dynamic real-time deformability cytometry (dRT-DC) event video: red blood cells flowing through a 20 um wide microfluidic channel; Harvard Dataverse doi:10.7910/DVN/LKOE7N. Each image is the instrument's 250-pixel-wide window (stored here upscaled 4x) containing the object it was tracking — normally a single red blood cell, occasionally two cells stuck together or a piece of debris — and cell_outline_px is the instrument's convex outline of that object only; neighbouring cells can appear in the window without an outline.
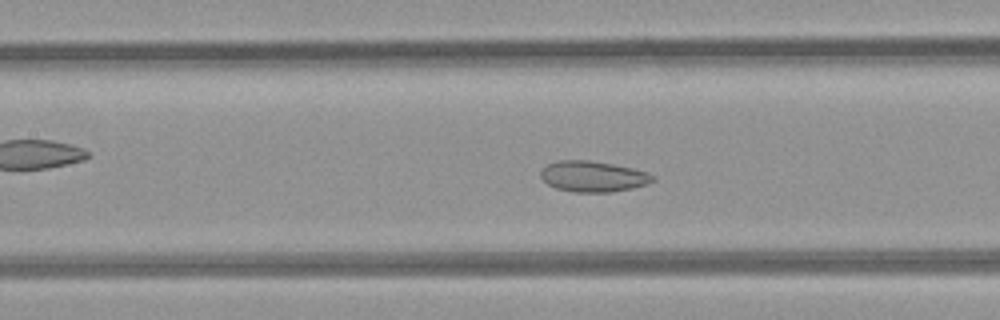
{"species": "common noctule bat (a hibernating species)", "species_latin": "Nyctalus noctula", "temperature_condition": "room temperature", "stored_images_in_passage": 39, "camera_frame_rate_fps": 3000, "um_per_image_px": 0.085, "animal": {"sex": "female", "body_mass_g": 21.9}, "frame": {"image": 1, "passage_image": 19, "time_ms": 6.0, "image_size_px": [1000, 320], "cell_outline_px": [[656, 180], [648, 184], [632, 188], [612, 192], [576, 192], [556, 188], [548, 184], [540, 176], [540, 172], [548, 164], [560, 160], [588, 160], [612, 164], [632, 168], [648, 172], [656, 176]], "centroid_in_image_um": [50.46, 15.0], "position_along_channel_um": 156.9, "area_um2": 20.11}}
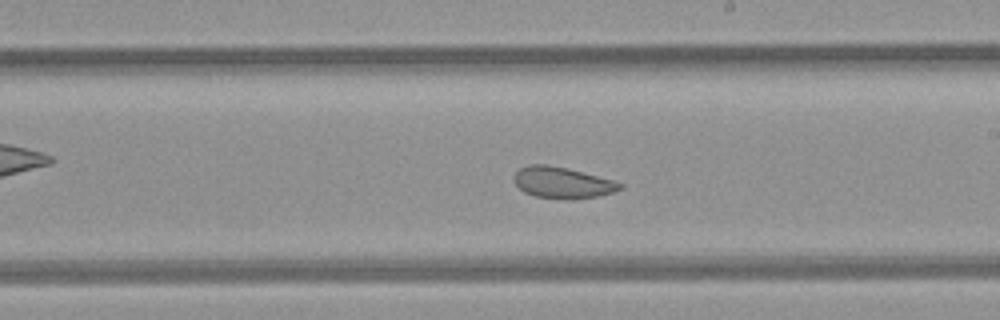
{"frame": {"image": 2, "passage_image": 25, "time_ms": 8.0, "image_size_px": [1000, 320], "cell_outline_px": [[624, 188], [612, 192], [596, 196], [572, 200], [536, 196], [524, 192], [512, 180], [512, 176], [520, 168], [528, 164], [548, 164], [568, 168], [612, 180], [624, 184]], "centroid_in_image_um": [47.78, 15.51], "position_along_channel_um": 241.2, "area_um2": 19.36}}
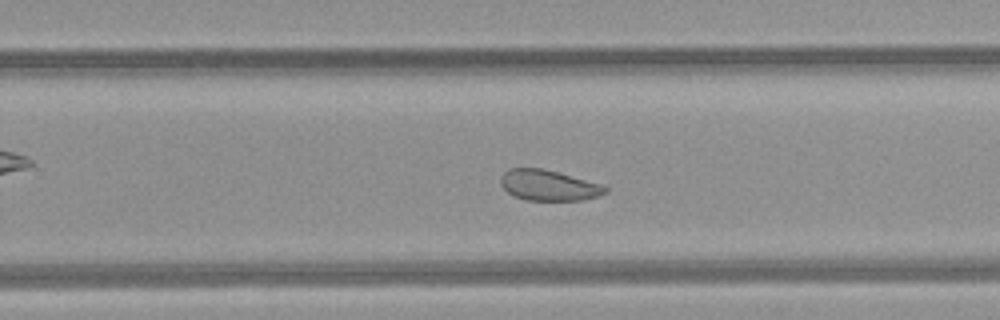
{"frame": {"image": 3, "passage_image": 28, "time_ms": 9.0, "image_size_px": [1000, 320], "cell_outline_px": [[608, 192], [600, 196], [584, 200], [524, 200], [512, 196], [500, 184], [500, 176], [508, 168], [540, 168], [556, 172], [600, 184], [608, 188]], "centroid_in_image_um": [46.6, 15.76], "position_along_channel_um": 283.2, "area_um2": 18.67}, "authors_computed_cell_mechanics": {"area_um2": 21.7906, "velocity_mm_per_s": 4.2331, "shape_relaxation_time_tau1_ms": null, "shape_relaxation_time_tau2_ms": 2.824, "deformation_change_tau1": null, "deformation_change_tau2": 0.0963}}